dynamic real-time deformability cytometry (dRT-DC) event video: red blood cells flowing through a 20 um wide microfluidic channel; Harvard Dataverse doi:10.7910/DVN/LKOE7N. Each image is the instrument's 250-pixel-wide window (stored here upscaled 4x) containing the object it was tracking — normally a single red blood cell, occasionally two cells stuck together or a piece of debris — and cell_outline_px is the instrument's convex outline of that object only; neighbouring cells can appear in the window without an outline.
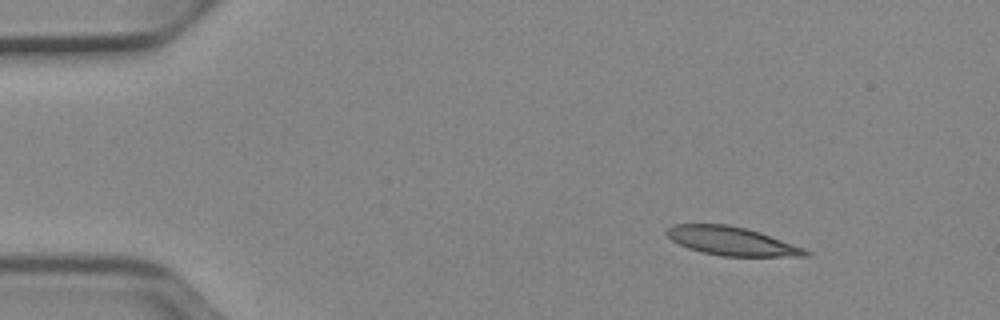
{"species": "Egyptian fruit bat (a non-hibernating species)", "species_latin": "Rousettus aegyptiacus", "temperature_condition": "cold", "stored_images_in_passage": 6, "camera_frame_rate_fps": 3000, "um_per_image_px": 0.085, "animal": {"sex": "female"}, "frame": {"image": 1, "passage_image": 1, "time_ms": 0.0, "image_size_px": [1000, 320], "cell_outline_px": [[812, 252], [808, 256], [720, 256], [688, 248], [672, 240], [664, 232], [668, 228], [676, 224], [728, 224], [760, 232], [804, 248]], "centroid_in_image_um": [62.2, 20.49], "position_along_channel_um": 22.8, "area_um2": 22.89}}